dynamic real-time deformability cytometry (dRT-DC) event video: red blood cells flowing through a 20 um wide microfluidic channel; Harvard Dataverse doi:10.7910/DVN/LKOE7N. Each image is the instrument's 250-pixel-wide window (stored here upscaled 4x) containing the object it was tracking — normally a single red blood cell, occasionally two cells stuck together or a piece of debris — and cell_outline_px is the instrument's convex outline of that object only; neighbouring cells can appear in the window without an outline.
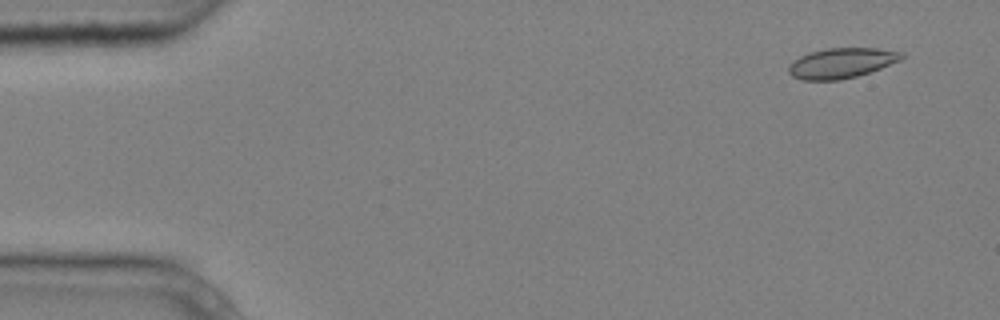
{"species": "common noctule bat (a hibernating species)", "species_latin": "Nyctalus noctula", "temperature_condition": "cold", "stored_images_in_passage": 8, "camera_frame_rate_fps": 3000, "um_per_image_px": 0.085, "animal": {"sex": "male", "body_mass_g": 20.4}, "frame": {"image": 1, "passage_image": 1, "time_ms": 0.0, "image_size_px": [1000, 320], "cell_outline_px": [[904, 56], [900, 60], [880, 68], [856, 76], [840, 80], [804, 80], [792, 76], [788, 72], [788, 68], [800, 56], [812, 52], [828, 48], [876, 48], [904, 52]], "centroid_in_image_um": [71.55, 5.36], "position_along_channel_um": 13.5, "area_um2": 19.54}}
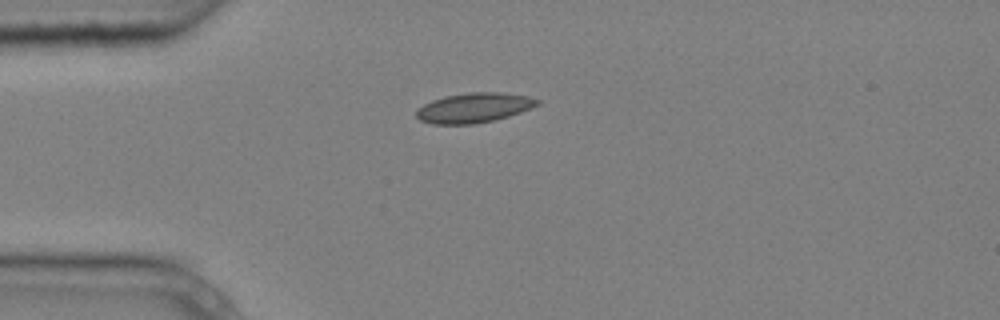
{"frame": {"image": 2, "passage_image": 3, "time_ms": 0.667, "image_size_px": [1000, 320], "cell_outline_px": [[540, 104], [532, 108], [508, 116], [492, 120], [472, 124], [432, 124], [420, 120], [416, 116], [416, 108], [432, 100], [444, 96], [468, 92], [500, 92], [528, 96], [540, 100]], "centroid_in_image_um": [40.27, 9.15], "position_along_channel_um": 44.7, "area_um2": 21.04}}
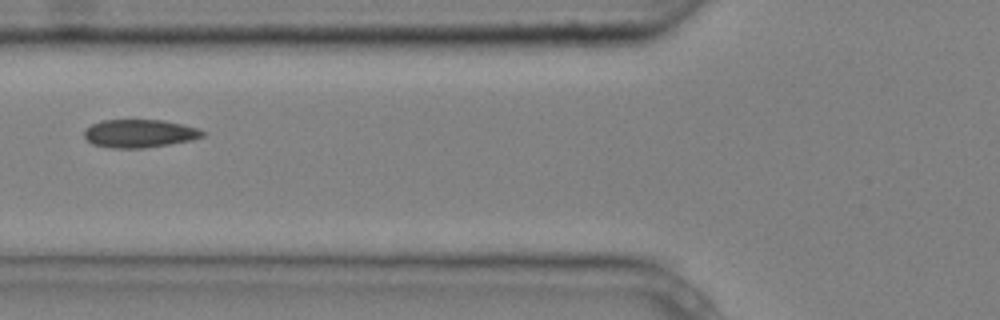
{"frame": {"image": 3, "passage_image": 5, "time_ms": 1.333, "image_size_px": [1000, 320], "cell_outline_px": [[208, 132], [204, 136], [192, 140], [144, 148], [112, 148], [92, 144], [84, 136], [84, 128], [92, 124], [104, 120], [164, 120], [184, 124], [200, 128]], "centroid_in_image_um": [11.9, 11.34], "position_along_channel_um": 113.9, "area_um2": 19.59}}